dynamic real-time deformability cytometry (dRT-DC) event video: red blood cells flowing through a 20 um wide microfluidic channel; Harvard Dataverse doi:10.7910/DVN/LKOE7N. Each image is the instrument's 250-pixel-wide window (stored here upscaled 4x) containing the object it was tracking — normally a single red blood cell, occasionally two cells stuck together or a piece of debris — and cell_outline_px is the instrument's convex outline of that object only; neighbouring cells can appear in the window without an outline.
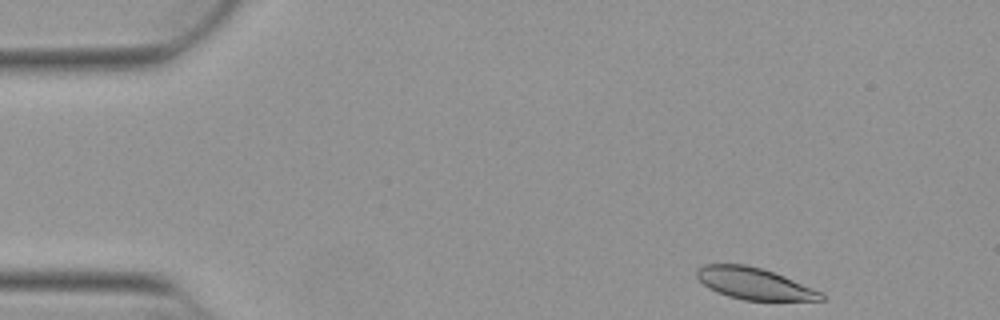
{"species": "Egyptian fruit bat (a non-hibernating species)", "species_latin": "Rousettus aegyptiacus", "temperature_condition": "warm", "stored_images_in_passage": 48, "camera_frame_rate_fps": 3000, "um_per_image_px": 0.085, "animal": {"sex": "female"}, "frame": {"image": 1, "passage_image": 1, "time_ms": 0.0, "image_size_px": [1000, 320], "cell_outline_px": [[824, 300], [744, 300], [728, 296], [716, 292], [708, 288], [696, 276], [696, 268], [704, 264], [744, 264], [760, 268], [784, 276], [824, 292]], "centroid_in_image_um": [64.1, 24.1], "position_along_channel_um": 20.9, "area_um2": 22.89}}
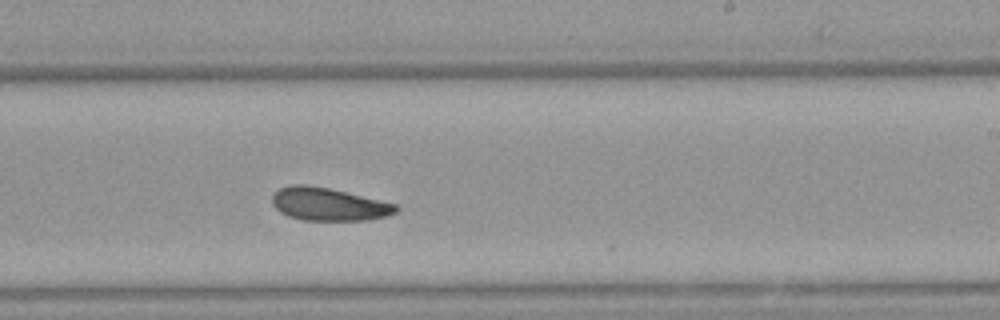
{"frame": {"image": 2, "passage_image": 27, "time_ms": 8.667, "image_size_px": [1000, 320], "cell_outline_px": [[400, 208], [396, 212], [388, 216], [364, 220], [300, 220], [288, 216], [280, 212], [272, 204], [272, 196], [280, 188], [292, 184], [308, 184], [328, 188], [396, 204]], "centroid_in_image_um": [27.91, 17.36], "position_along_channel_um": 261.1, "area_um2": 23.64}}
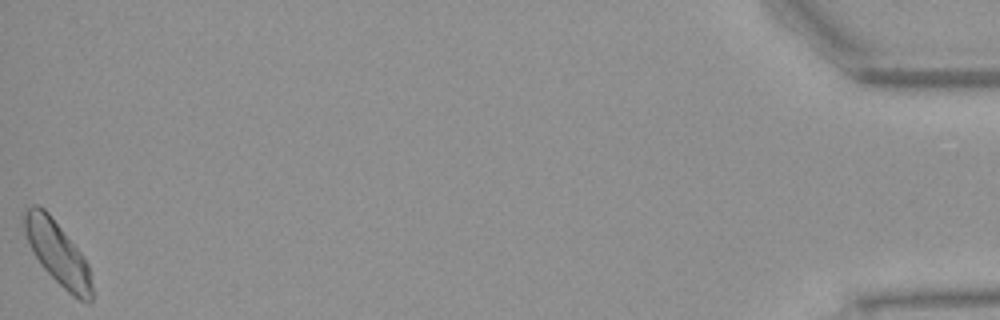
{"frame": {"image": 3, "passage_image": 48, "time_ms": 15.667, "image_size_px": [1000, 320], "cell_outline_px": [[92, 304], [88, 304], [80, 300], [68, 292], [44, 268], [36, 256], [24, 232], [24, 212], [32, 204], [36, 204], [44, 208], [48, 212], [84, 256], [88, 264], [92, 284]], "centroid_in_image_um": [4.93, 21.52], "position_along_channel_um": 430.3, "area_um2": 24.57}, "authors_computed_cell_mechanics": {"area_um2": 24.276, "velocity_mm_per_s": 3.8166, "shape_relaxation_time_tau1_ms": 3.9836, "shape_relaxation_time_tau2_ms": 7.389, "deformation_change_tau1": 0.1109, "deformation_change_tau2": 0.1428}}